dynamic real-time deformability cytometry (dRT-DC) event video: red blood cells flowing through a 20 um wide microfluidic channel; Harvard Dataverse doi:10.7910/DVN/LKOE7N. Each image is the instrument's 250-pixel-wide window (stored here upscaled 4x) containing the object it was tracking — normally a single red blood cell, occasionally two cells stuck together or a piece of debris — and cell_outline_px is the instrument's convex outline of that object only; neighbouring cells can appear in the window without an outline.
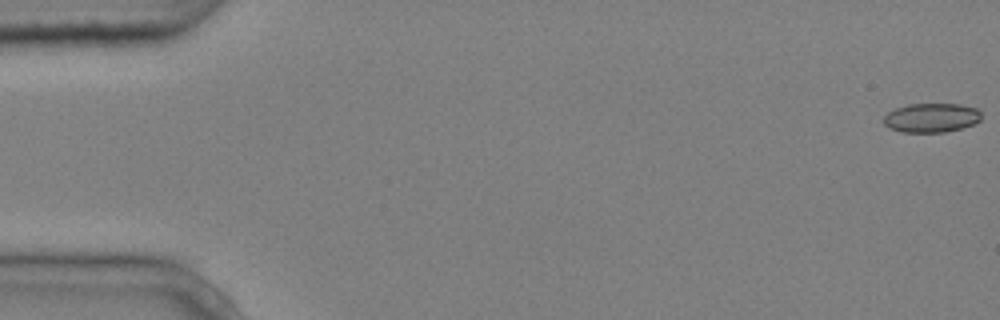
{"species": "common noctule bat (a hibernating species)", "species_latin": "Nyctalus noctula", "temperature_condition": "cold", "stored_images_in_passage": 6, "camera_frame_rate_fps": 3000, "um_per_image_px": 0.085, "animal": {"sex": "male", "body_mass_g": 20.4}, "frame": {"image": 1, "passage_image": 1, "time_ms": 0.0, "image_size_px": [1000, 320], "cell_outline_px": [[980, 120], [976, 124], [944, 132], [900, 132], [888, 128], [884, 124], [884, 116], [888, 112], [896, 108], [908, 104], [960, 104], [976, 108], [980, 112]], "centroid_in_image_um": [79.15, 10.01], "position_along_channel_um": 5.8, "area_um2": 16.65}}
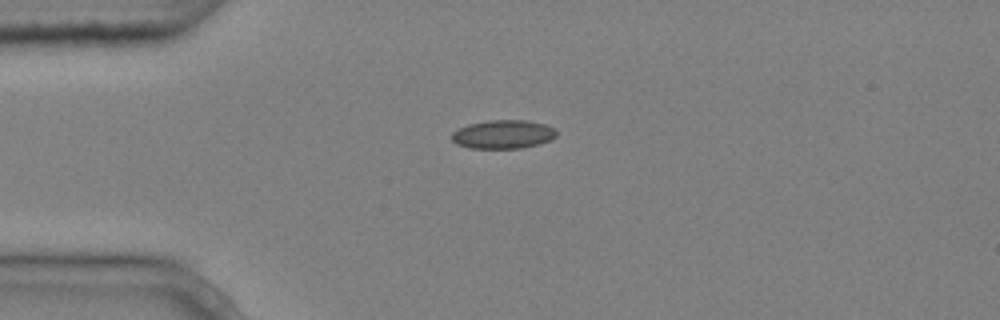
{"frame": {"image": 2, "passage_image": 4, "time_ms": 1.0, "image_size_px": [1000, 320], "cell_outline_px": [[556, 136], [552, 140], [540, 144], [520, 148], [472, 148], [456, 144], [452, 140], [452, 132], [468, 124], [488, 120], [528, 120], [544, 124], [556, 128]], "centroid_in_image_um": [42.8, 11.41], "position_along_channel_um": 42.2, "area_um2": 17.57}}